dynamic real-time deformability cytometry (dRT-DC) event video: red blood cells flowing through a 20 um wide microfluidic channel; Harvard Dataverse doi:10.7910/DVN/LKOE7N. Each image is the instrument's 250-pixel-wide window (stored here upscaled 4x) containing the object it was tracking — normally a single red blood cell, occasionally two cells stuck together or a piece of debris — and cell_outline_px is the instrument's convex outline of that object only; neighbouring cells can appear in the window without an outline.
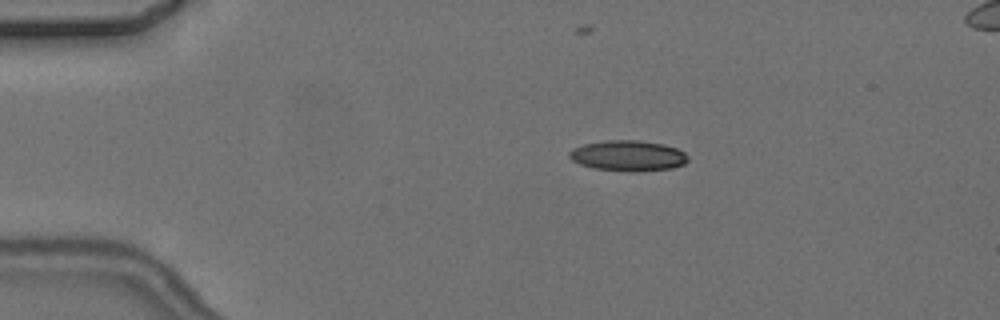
{"species": "common noctule bat (a hibernating species)", "species_latin": "Nyctalus noctula", "temperature_condition": "cold", "stored_images_in_passage": 6, "camera_frame_rate_fps": 3000, "um_per_image_px": 0.085, "animal": {"sex": "female", "body_mass_g": 24.6, "forearm_length_mm": 56.2}, "frame": {"image": 1, "passage_image": 4, "time_ms": 3.667, "image_size_px": [1000, 320], "cell_outline_px": [[688, 160], [684, 164], [672, 168], [640, 172], [632, 172], [592, 168], [580, 164], [572, 160], [568, 156], [568, 152], [572, 148], [584, 144], [604, 140], [636, 140], [664, 144], [676, 148], [684, 152], [688, 156]], "centroid_in_image_um": [53.37, 13.24], "position_along_channel_um": 31.6, "area_um2": 21.39}}